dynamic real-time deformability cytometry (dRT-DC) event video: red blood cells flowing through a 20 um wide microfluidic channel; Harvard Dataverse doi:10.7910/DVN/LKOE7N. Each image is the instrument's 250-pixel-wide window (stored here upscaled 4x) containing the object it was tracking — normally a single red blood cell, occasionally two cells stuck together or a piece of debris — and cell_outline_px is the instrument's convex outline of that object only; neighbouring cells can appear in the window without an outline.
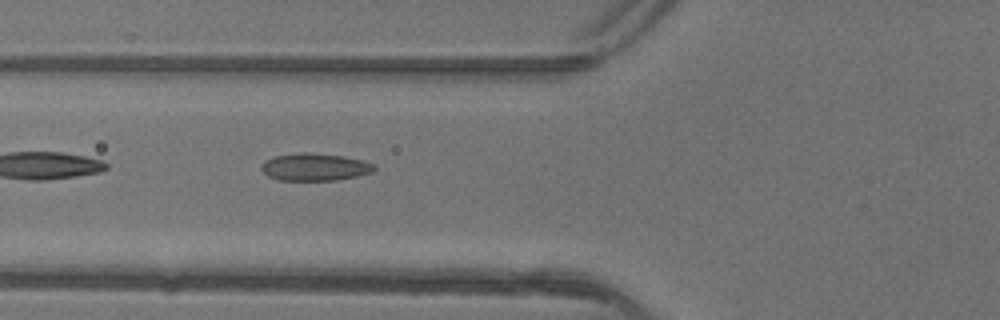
{"species": "common noctule bat (a hibernating species)", "species_latin": "Nyctalus noctula", "temperature_condition": "warm", "stored_images_in_passage": 2, "camera_frame_rate_fps": 3000, "um_per_image_px": 0.085, "animal": {"sex": "female"}, "frame": {"image": 1, "passage_image": 2, "time_ms": 0.333, "image_size_px": [1000, 320], "cell_outline_px": [[376, 168], [372, 172], [356, 176], [336, 180], [276, 180], [268, 176], [260, 168], [260, 164], [264, 160], [272, 156], [304, 152], [308, 152], [344, 156], [376, 164]], "centroid_in_image_um": [26.72, 14.19], "position_along_channel_um": 99.1, "area_um2": 18.15}}